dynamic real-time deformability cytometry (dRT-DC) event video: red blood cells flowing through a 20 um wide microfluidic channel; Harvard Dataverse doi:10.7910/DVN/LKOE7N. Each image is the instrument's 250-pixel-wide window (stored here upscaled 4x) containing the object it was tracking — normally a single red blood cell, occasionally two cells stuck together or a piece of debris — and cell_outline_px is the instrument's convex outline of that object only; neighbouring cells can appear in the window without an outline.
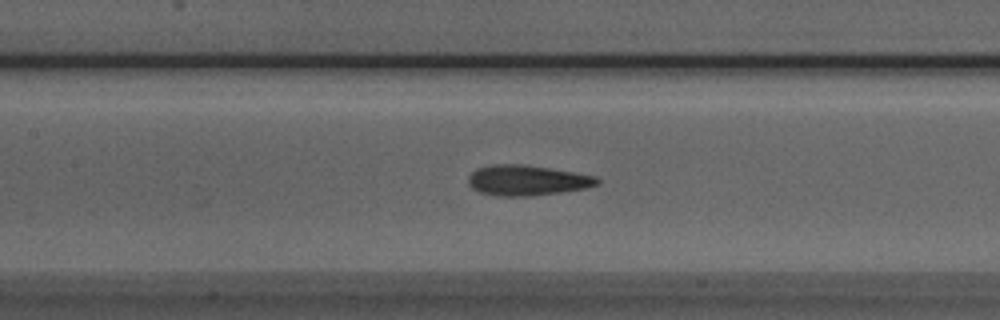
{"species": "Egyptian fruit bat (a non-hibernating species)", "species_latin": "Rousettus aegyptiacus", "temperature_condition": "room temperature", "stored_images_in_passage": 39, "camera_frame_rate_fps": 3000, "um_per_image_px": 0.085, "animal": {"sex": "male"}, "frame": {"image": 1, "passage_image": 12, "time_ms": 3.667, "image_size_px": [1000, 320], "cell_outline_px": [[600, 184], [584, 188], [560, 192], [532, 196], [496, 196], [480, 192], [472, 188], [468, 184], [468, 176], [476, 168], [492, 164], [520, 164], [548, 168], [596, 176], [600, 180]], "centroid_in_image_um": [44.76, 15.33], "position_along_channel_um": 162.6, "area_um2": 22.77}}
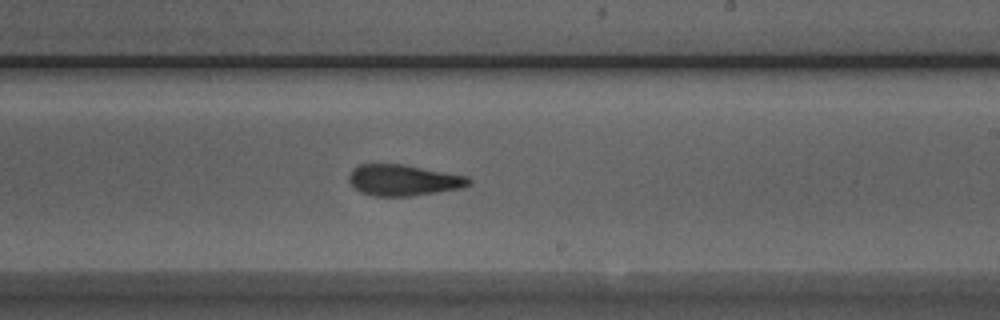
{"frame": {"image": 2, "passage_image": 19, "time_ms": 6.0, "image_size_px": [1000, 320], "cell_outline_px": [[472, 184], [460, 188], [412, 196], [372, 196], [360, 192], [348, 180], [348, 176], [352, 168], [360, 164], [404, 164], [468, 176], [472, 180]], "centroid_in_image_um": [34.29, 15.31], "position_along_channel_um": 254.7, "area_um2": 21.85}}
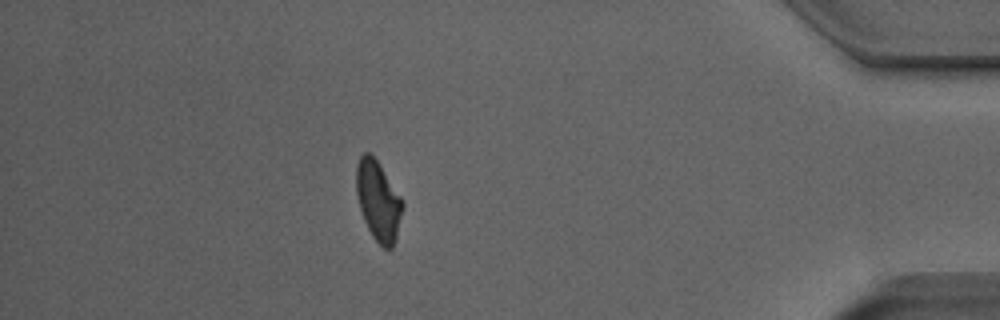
{"frame": {"image": 3, "passage_image": 34, "time_ms": 11.0, "image_size_px": [1000, 320], "cell_outline_px": [[404, 208], [396, 236], [392, 248], [384, 248], [372, 236], [364, 220], [360, 208], [356, 192], [356, 164], [360, 156], [364, 152], [368, 152], [376, 160], [404, 200]], "centroid_in_image_um": [32.16, 17.06], "position_along_channel_um": 403.0, "area_um2": 21.39}, "authors_computed_cell_mechanics": {"area_um2": 22.3108, "velocity_mm_per_s": 3.9668, "shape_relaxation_time_tau1_ms": 5.263, "shape_relaxation_time_tau2_ms": 2.0015, "deformation_change_tau1": 0.1451, "deformation_change_tau2": 0.0782}}